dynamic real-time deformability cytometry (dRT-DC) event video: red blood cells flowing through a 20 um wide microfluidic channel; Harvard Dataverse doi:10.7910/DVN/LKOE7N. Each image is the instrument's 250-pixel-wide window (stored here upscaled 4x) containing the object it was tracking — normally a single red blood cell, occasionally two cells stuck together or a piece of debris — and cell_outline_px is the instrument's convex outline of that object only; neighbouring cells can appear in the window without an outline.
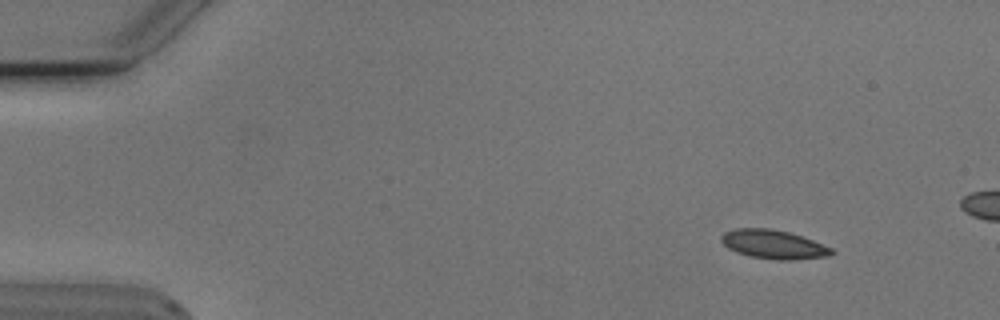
{"species": "Egyptian fruit bat (a non-hibernating species)", "species_latin": "Rousettus aegyptiacus", "temperature_condition": "cold", "stored_images_in_passage": 10, "camera_frame_rate_fps": 3000, "um_per_image_px": 0.085, "animal": {"sex": "male"}, "frame": {"image": 1, "passage_image": 6, "time_ms": 1.667, "image_size_px": [1000, 320], "cell_outline_px": [[836, 252], [828, 256], [792, 260], [776, 260], [752, 256], [736, 252], [728, 248], [720, 240], [720, 236], [724, 232], [736, 228], [768, 228], [788, 232], [812, 240], [832, 248]], "centroid_in_image_um": [65.73, 20.77], "position_along_channel_um": 19.3, "area_um2": 18.44}}